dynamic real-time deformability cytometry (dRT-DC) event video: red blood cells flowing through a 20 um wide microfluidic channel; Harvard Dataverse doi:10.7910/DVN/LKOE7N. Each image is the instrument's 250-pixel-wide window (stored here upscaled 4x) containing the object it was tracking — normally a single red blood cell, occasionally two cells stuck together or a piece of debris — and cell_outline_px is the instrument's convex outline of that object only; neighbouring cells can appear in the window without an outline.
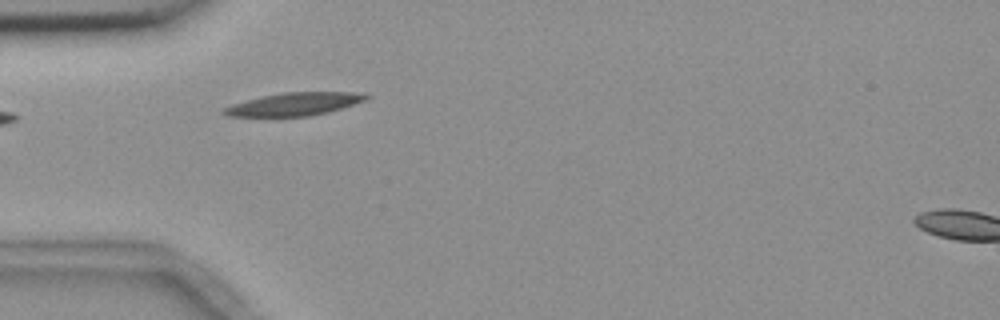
{"species": "common noctule bat (a hibernating species)", "species_latin": "Nyctalus noctula", "temperature_condition": "room temperature", "stored_images_in_passage": 4, "camera_frame_rate_fps": 3000, "um_per_image_px": 0.085, "animal": {"sex": "female", "body_mass_g": 18.4}, "frame": {"image": 1, "passage_image": 3, "time_ms": 2.333, "image_size_px": [1000, 320], "cell_outline_px": [[372, 96], [368, 100], [328, 112], [308, 116], [228, 116], [220, 112], [220, 108], [232, 104], [264, 96], [284, 92], [352, 92]], "centroid_in_image_um": [25.01, 8.85], "position_along_channel_um": 60.0, "area_um2": 18.9}}